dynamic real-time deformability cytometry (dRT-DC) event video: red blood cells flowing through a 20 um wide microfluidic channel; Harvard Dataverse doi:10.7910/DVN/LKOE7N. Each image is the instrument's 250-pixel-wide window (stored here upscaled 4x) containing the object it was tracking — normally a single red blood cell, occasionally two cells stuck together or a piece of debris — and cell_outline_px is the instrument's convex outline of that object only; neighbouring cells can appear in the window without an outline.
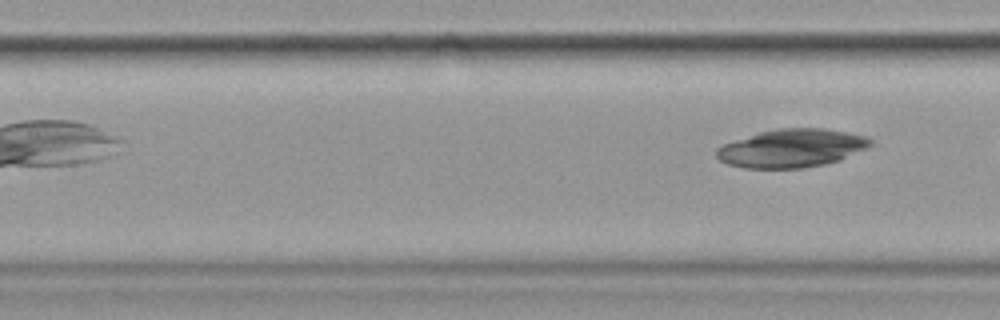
{"species": "common noctule bat (a hibernating species)", "species_latin": "Nyctalus noctula", "temperature_condition": "cold", "stored_images_in_passage": 6, "camera_frame_rate_fps": 3000, "um_per_image_px": 0.085, "animal": {"sex": "female", "body_mass_g": 19.9}, "frame": {"image": 1, "passage_image": 6, "time_ms": 6.667, "image_size_px": [1000, 320], "cell_outline_px": [[872, 144], [868, 148], [840, 160], [824, 164], [800, 168], [744, 168], [728, 164], [720, 160], [716, 156], [716, 148], [724, 144], [760, 132], [780, 128], [824, 128], [864, 136], [872, 140]], "centroid_in_image_um": [67.3, 12.6], "position_along_channel_um": 140.1, "area_um2": 34.04}}